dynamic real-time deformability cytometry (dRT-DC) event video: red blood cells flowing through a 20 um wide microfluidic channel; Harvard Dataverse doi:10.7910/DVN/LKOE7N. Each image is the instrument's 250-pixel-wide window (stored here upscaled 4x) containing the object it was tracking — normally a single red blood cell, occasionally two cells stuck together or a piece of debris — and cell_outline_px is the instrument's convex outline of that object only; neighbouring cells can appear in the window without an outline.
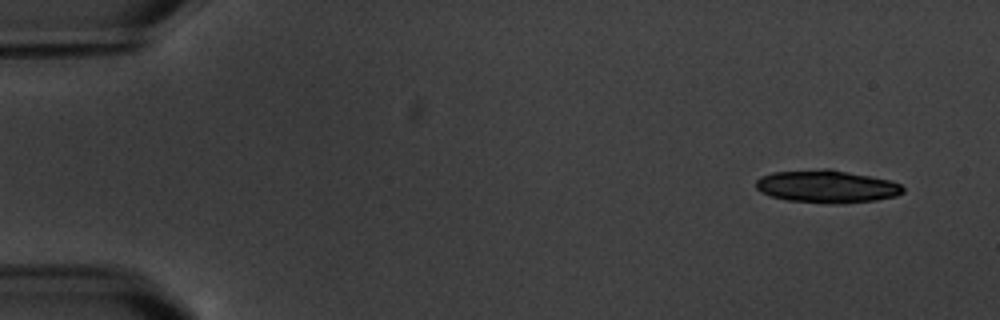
{"species": "common noctule bat (a hibernating species)", "species_latin": "Nyctalus noctula", "temperature_condition": "warm", "stored_images_in_passage": 6, "camera_frame_rate_fps": 3000, "um_per_image_px": 0.085, "animal": {"sex": "male", "body_mass_g": 20.1, "forearm_length_mm": 53.5}, "frame": {"image": 1, "passage_image": 1, "time_ms": 0.0, "image_size_px": [1000, 320], "cell_outline_px": [[904, 192], [896, 196], [876, 200], [844, 204], [832, 204], [788, 200], [772, 196], [760, 192], [756, 188], [756, 180], [760, 176], [772, 172], [824, 168], [828, 168], [892, 180], [900, 184], [904, 188]], "centroid_in_image_um": [70.29, 15.85], "position_along_channel_um": 14.7, "area_um2": 28.32}}